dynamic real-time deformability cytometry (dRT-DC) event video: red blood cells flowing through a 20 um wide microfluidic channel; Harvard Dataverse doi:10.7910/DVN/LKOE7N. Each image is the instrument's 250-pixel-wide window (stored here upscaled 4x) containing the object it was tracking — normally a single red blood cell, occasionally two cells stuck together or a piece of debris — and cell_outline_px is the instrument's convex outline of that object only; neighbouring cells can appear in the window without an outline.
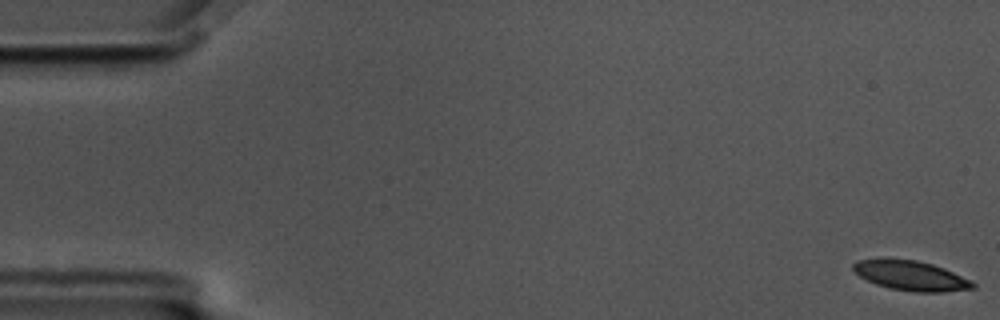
{"species": "common noctule bat (a hibernating species)", "species_latin": "Nyctalus noctula", "temperature_condition": "cold", "stored_images_in_passage": 58, "camera_frame_rate_fps": 3000, "um_per_image_px": 0.085, "animal": {"sex": "male", "body_mass_g": 17.5, "forearm_length_mm": 52.3}, "frame": {"image": 1, "passage_image": 1, "time_ms": 0.0, "image_size_px": [1000, 320], "cell_outline_px": [[976, 288], [940, 292], [916, 292], [892, 288], [876, 284], [860, 276], [852, 268], [852, 264], [860, 260], [916, 260], [932, 264], [944, 268], [972, 280], [976, 284]], "centroid_in_image_um": [77.5, 23.45], "position_along_channel_um": 7.5, "area_um2": 20.23}}
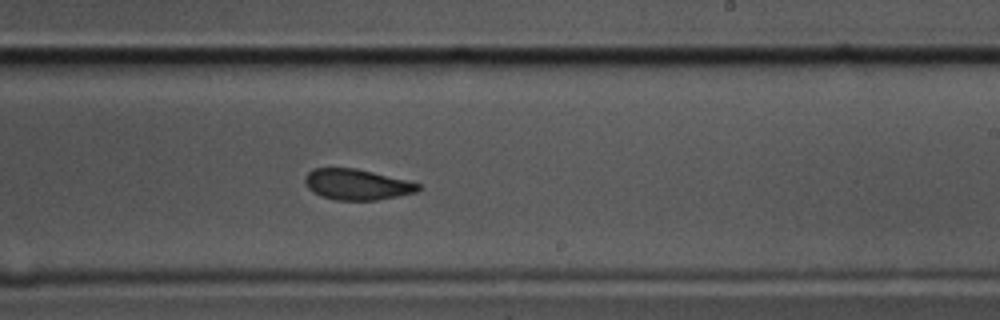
{"frame": {"image": 2, "passage_image": 35, "time_ms": 11.333, "image_size_px": [1000, 320], "cell_outline_px": [[420, 188], [416, 192], [376, 200], [336, 200], [320, 196], [312, 192], [304, 184], [304, 176], [312, 168], [356, 168], [420, 184]], "centroid_in_image_um": [30.25, 15.68], "position_along_channel_um": 258.8, "area_um2": 20.17}}
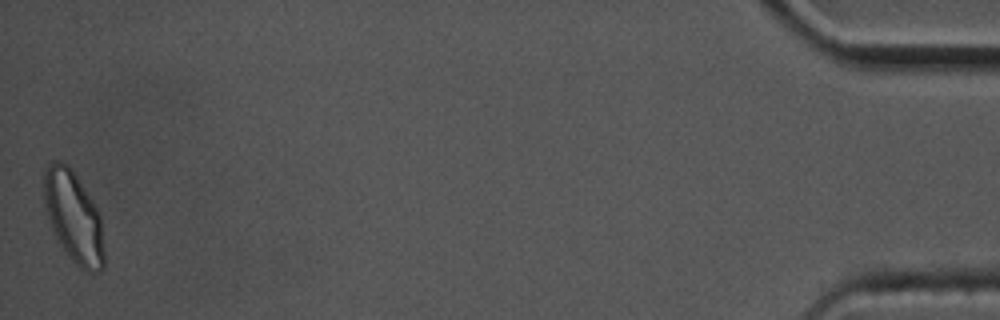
{"frame": {"image": 3, "passage_image": 58, "time_ms": 19.0, "image_size_px": [1000, 320], "cell_outline_px": [[104, 268], [100, 272], [88, 272], [80, 268], [72, 260], [56, 240], [44, 208], [44, 168], [52, 160], [60, 160], [68, 164], [100, 212], [104, 252]], "centroid_in_image_um": [6.24, 18.45], "position_along_channel_um": 429.0, "area_um2": 32.31}, "authors_computed_cell_mechanics": {"area_um2": 21.675, "velocity_mm_per_s": 3.4574, "shape_relaxation_time_tau1_ms": 6.0716, "shape_relaxation_time_tau2_ms": 6.3204, "deformation_change_tau1": 0.1288, "deformation_change_tau2": 0.1273}}